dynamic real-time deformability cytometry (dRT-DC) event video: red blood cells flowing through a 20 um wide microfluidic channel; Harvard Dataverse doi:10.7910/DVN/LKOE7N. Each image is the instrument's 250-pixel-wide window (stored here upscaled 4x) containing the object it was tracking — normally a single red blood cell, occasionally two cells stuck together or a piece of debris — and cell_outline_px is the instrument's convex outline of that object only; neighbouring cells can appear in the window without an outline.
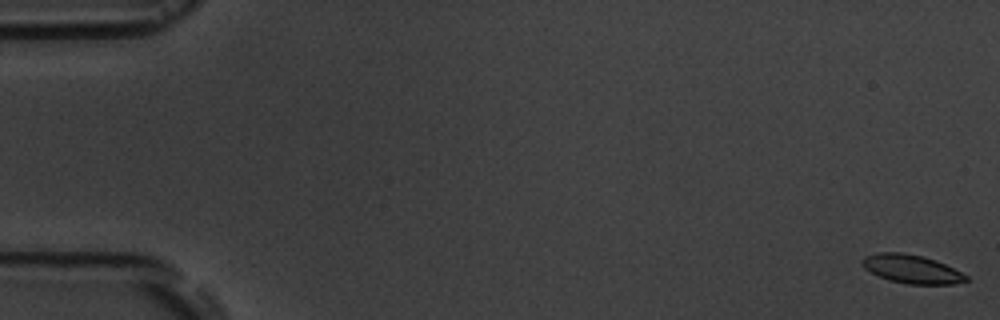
{"species": "common noctule bat (a hibernating species)", "species_latin": "Nyctalus noctula", "temperature_condition": "room temperature", "stored_images_in_passage": 7, "camera_frame_rate_fps": 3000, "um_per_image_px": 0.085, "animal": {"sex": "male", "body_mass_g": 19.5, "forearm_length_mm": 54.6}, "frame": {"image": 1, "passage_image": 1, "time_ms": 0.0, "image_size_px": [1000, 320], "cell_outline_px": [[968, 280], [956, 284], [908, 284], [888, 280], [864, 268], [860, 264], [860, 260], [864, 256], [876, 252], [904, 252], [924, 256], [936, 260], [968, 276]], "centroid_in_image_um": [77.45, 22.85], "position_along_channel_um": 7.5, "area_um2": 17.4}}
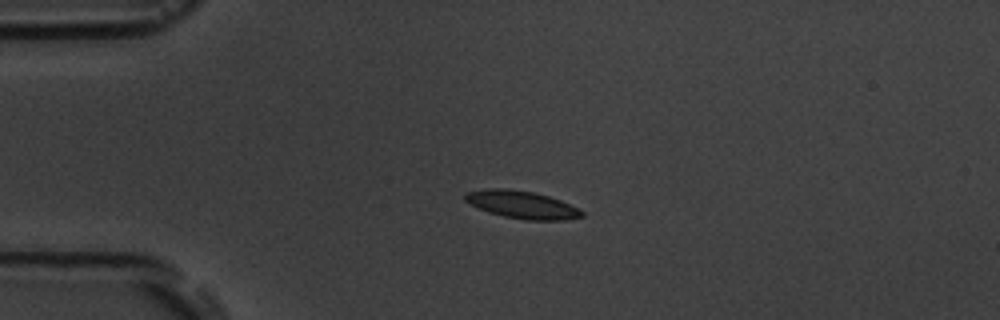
{"frame": {"image": 2, "passage_image": 5, "time_ms": 4.333, "image_size_px": [1000, 320], "cell_outline_px": [[584, 216], [564, 220], [524, 220], [504, 216], [488, 212], [464, 200], [464, 196], [468, 192], [488, 188], [508, 188], [536, 192], [560, 200], [580, 208], [584, 212]], "centroid_in_image_um": [44.41, 17.39], "position_along_channel_um": 40.6, "area_um2": 18.84}}
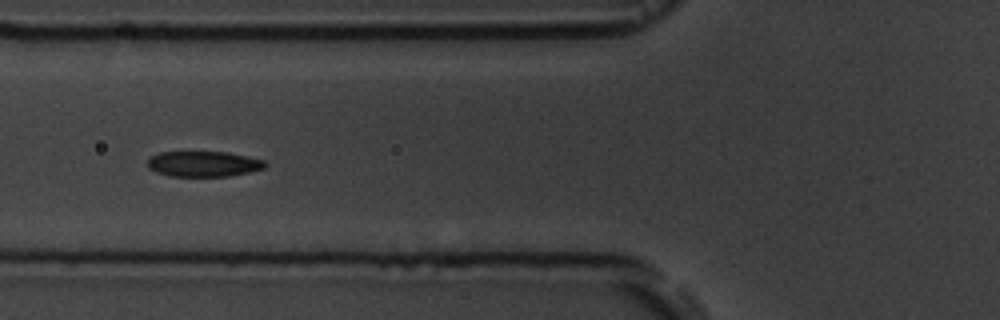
{"frame": {"image": 3, "passage_image": 7, "time_ms": 7.0, "image_size_px": [1000, 320], "cell_outline_px": [[268, 164], [264, 168], [248, 172], [228, 176], [172, 176], [156, 172], [148, 168], [148, 156], [160, 152], [228, 152], [248, 156], [264, 160]], "centroid_in_image_um": [17.29, 13.92], "position_along_channel_um": 108.5, "area_um2": 17.51}}